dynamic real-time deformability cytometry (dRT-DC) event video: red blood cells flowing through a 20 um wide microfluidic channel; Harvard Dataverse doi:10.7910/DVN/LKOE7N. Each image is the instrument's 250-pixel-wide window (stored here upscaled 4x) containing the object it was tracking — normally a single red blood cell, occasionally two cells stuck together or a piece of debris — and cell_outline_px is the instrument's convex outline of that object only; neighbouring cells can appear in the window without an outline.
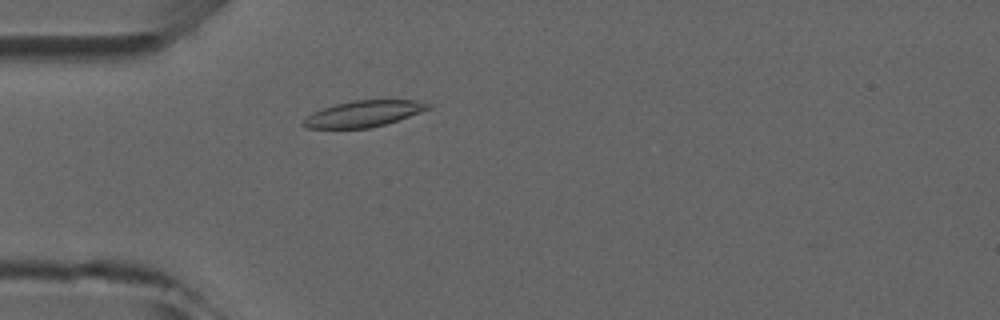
{"species": "common noctule bat (a hibernating species)", "species_latin": "Nyctalus noctula", "temperature_condition": "room temperature", "stored_images_in_passage": 4, "camera_frame_rate_fps": 3000, "um_per_image_px": 0.085, "animal": {"sex": "male", "forearm_length_mm": 52.5}, "frame": {"image": 1, "passage_image": 4, "time_ms": 3.333, "image_size_px": [1000, 320], "cell_outline_px": [[432, 108], [384, 124], [368, 128], [304, 128], [300, 124], [312, 112], [336, 104], [356, 100], [416, 100], [432, 104]], "centroid_in_image_um": [30.89, 9.66], "position_along_channel_um": 54.1, "area_um2": 18.79}}